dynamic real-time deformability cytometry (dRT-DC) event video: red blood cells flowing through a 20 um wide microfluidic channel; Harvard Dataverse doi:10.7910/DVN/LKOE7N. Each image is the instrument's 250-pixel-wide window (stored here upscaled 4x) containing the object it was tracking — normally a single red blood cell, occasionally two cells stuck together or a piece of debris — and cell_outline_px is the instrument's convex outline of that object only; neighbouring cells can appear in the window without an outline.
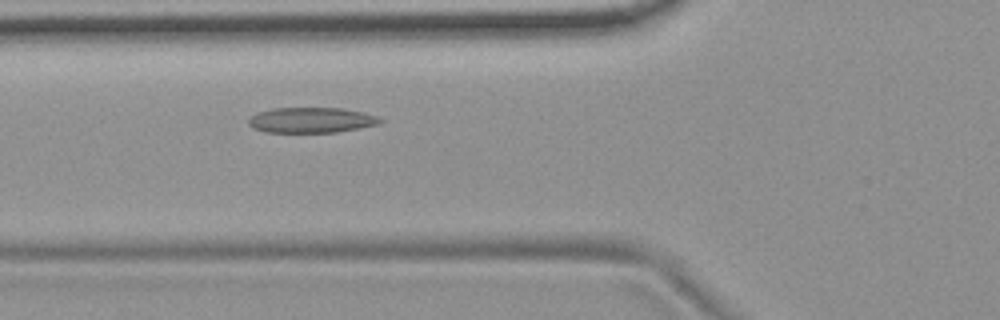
{"species": "common noctule bat (a hibernating species)", "species_latin": "Nyctalus noctula", "temperature_condition": "room temperature", "stored_images_in_passage": 49, "camera_frame_rate_fps": 3000, "um_per_image_px": 0.085, "animal": {"sex": "female", "body_mass_g": 19.9}, "frame": {"image": 1, "passage_image": 15, "time_ms": 4.667, "image_size_px": [1000, 320], "cell_outline_px": [[384, 120], [380, 124], [336, 132], [264, 132], [252, 128], [248, 124], [248, 116], [272, 108], [344, 108], [364, 112], [376, 116]], "centroid_in_image_um": [26.44, 10.2], "position_along_channel_um": 99.4, "area_um2": 19.59}}
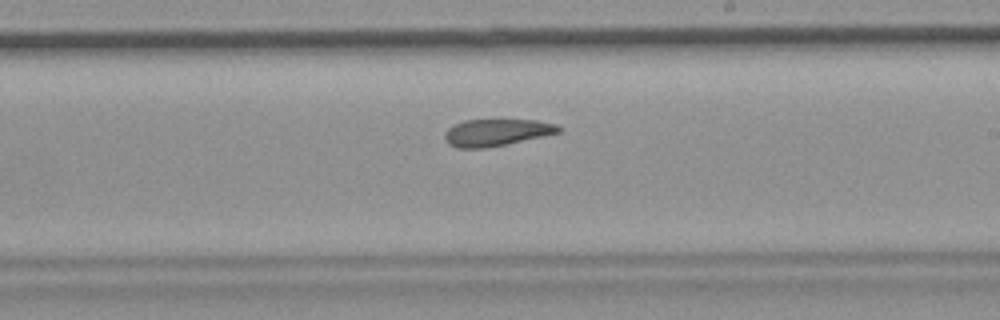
{"frame": {"image": 2, "passage_image": 27, "time_ms": 8.667, "image_size_px": [1000, 320], "cell_outline_px": [[564, 128], [560, 132], [504, 144], [484, 148], [456, 148], [448, 144], [444, 136], [444, 132], [448, 128], [464, 120], [496, 116], [536, 120], [556, 124]], "centroid_in_image_um": [42.19, 11.19], "position_along_channel_um": 246.8, "area_um2": 18.73}}
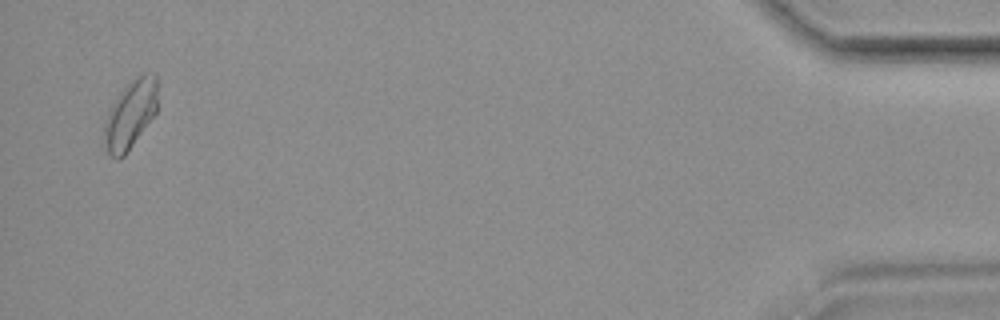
{"frame": {"image": 3, "passage_image": 48, "time_ms": 15.667, "image_size_px": [1000, 320], "cell_outline_px": [[160, 80], [156, 112], [124, 156], [120, 160], [116, 160], [108, 152], [104, 140], [104, 120], [116, 96], [132, 80], [140, 76], [156, 76]], "centroid_in_image_um": [11.09, 9.74], "position_along_channel_um": 424.1, "area_um2": 21.1}, "authors_computed_cell_mechanics": {"area_um2": 19.4208, "velocity_mm_per_s": 3.6904, "shape_relaxation_time_tau1_ms": 8.7942, "shape_relaxation_time_tau2_ms": 3.5218, "deformation_change_tau1": 0.1569, "deformation_change_tau2": 0.101}}